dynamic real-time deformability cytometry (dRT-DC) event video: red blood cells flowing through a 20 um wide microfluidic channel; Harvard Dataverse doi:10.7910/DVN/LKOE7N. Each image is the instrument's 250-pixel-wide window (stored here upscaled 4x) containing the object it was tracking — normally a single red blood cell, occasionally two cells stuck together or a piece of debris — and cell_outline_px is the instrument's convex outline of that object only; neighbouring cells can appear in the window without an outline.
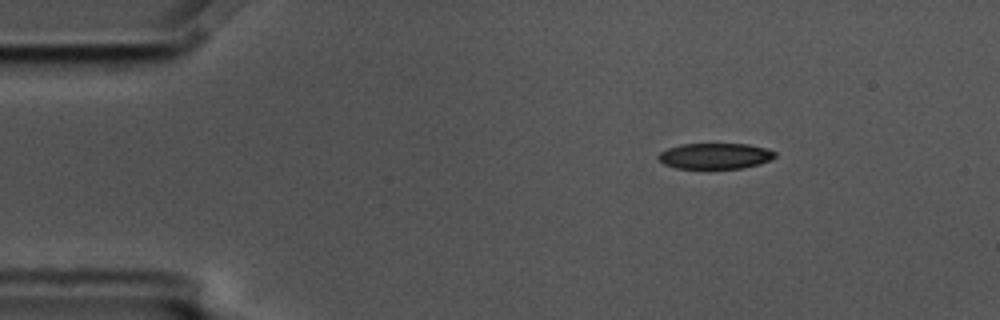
{"species": "common noctule bat (a hibernating species)", "species_latin": "Nyctalus noctula", "temperature_condition": "cold", "stored_images_in_passage": 3, "camera_frame_rate_fps": 3000, "um_per_image_px": 0.085, "animal": {"sex": "male", "body_mass_g": 17.5, "forearm_length_mm": 52.3}, "frame": {"image": 1, "passage_image": 1, "time_ms": 0.0, "image_size_px": [1000, 320], "cell_outline_px": [[776, 156], [760, 164], [744, 168], [676, 168], [664, 164], [656, 156], [660, 152], [668, 148], [680, 144], [748, 144], [768, 148], [776, 152]], "centroid_in_image_um": [60.79, 13.25], "position_along_channel_um": 24.2, "area_um2": 17.57}}